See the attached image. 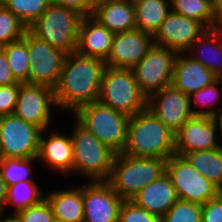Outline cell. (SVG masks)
I'll return each mask as SVG.
<instances>
[{"mask_svg": "<svg viewBox=\"0 0 222 222\" xmlns=\"http://www.w3.org/2000/svg\"><path fill=\"white\" fill-rule=\"evenodd\" d=\"M105 67L99 58L77 51L67 54L53 88L57 108L72 115L79 107L98 101Z\"/></svg>", "mask_w": 222, "mask_h": 222, "instance_id": "cell-1", "label": "cell"}, {"mask_svg": "<svg viewBox=\"0 0 222 222\" xmlns=\"http://www.w3.org/2000/svg\"><path fill=\"white\" fill-rule=\"evenodd\" d=\"M122 153L167 160L175 154V134L146 108L130 117Z\"/></svg>", "mask_w": 222, "mask_h": 222, "instance_id": "cell-2", "label": "cell"}, {"mask_svg": "<svg viewBox=\"0 0 222 222\" xmlns=\"http://www.w3.org/2000/svg\"><path fill=\"white\" fill-rule=\"evenodd\" d=\"M166 172V160L115 154L107 183L123 199L131 200L141 189Z\"/></svg>", "mask_w": 222, "mask_h": 222, "instance_id": "cell-3", "label": "cell"}, {"mask_svg": "<svg viewBox=\"0 0 222 222\" xmlns=\"http://www.w3.org/2000/svg\"><path fill=\"white\" fill-rule=\"evenodd\" d=\"M73 121L75 124L70 132L74 158L73 174H80L84 179H88V182L107 181L116 153L75 119Z\"/></svg>", "mask_w": 222, "mask_h": 222, "instance_id": "cell-4", "label": "cell"}, {"mask_svg": "<svg viewBox=\"0 0 222 222\" xmlns=\"http://www.w3.org/2000/svg\"><path fill=\"white\" fill-rule=\"evenodd\" d=\"M83 17L71 8L52 2L28 30L52 48L67 55L76 51L79 26Z\"/></svg>", "mask_w": 222, "mask_h": 222, "instance_id": "cell-5", "label": "cell"}, {"mask_svg": "<svg viewBox=\"0 0 222 222\" xmlns=\"http://www.w3.org/2000/svg\"><path fill=\"white\" fill-rule=\"evenodd\" d=\"M72 116L116 154L122 153L127 139L129 116L99 101L79 107Z\"/></svg>", "mask_w": 222, "mask_h": 222, "instance_id": "cell-6", "label": "cell"}, {"mask_svg": "<svg viewBox=\"0 0 222 222\" xmlns=\"http://www.w3.org/2000/svg\"><path fill=\"white\" fill-rule=\"evenodd\" d=\"M98 101L129 117L147 108V97L140 91L132 69L106 66Z\"/></svg>", "mask_w": 222, "mask_h": 222, "instance_id": "cell-7", "label": "cell"}, {"mask_svg": "<svg viewBox=\"0 0 222 222\" xmlns=\"http://www.w3.org/2000/svg\"><path fill=\"white\" fill-rule=\"evenodd\" d=\"M166 173L171 178L178 199L205 204L216 198L221 191L192 165L179 155H172L166 160Z\"/></svg>", "mask_w": 222, "mask_h": 222, "instance_id": "cell-8", "label": "cell"}, {"mask_svg": "<svg viewBox=\"0 0 222 222\" xmlns=\"http://www.w3.org/2000/svg\"><path fill=\"white\" fill-rule=\"evenodd\" d=\"M42 130L14 114L0 117V158L38 156Z\"/></svg>", "mask_w": 222, "mask_h": 222, "instance_id": "cell-9", "label": "cell"}, {"mask_svg": "<svg viewBox=\"0 0 222 222\" xmlns=\"http://www.w3.org/2000/svg\"><path fill=\"white\" fill-rule=\"evenodd\" d=\"M177 53L167 47L155 45L133 68L140 91L148 98L171 85Z\"/></svg>", "mask_w": 222, "mask_h": 222, "instance_id": "cell-10", "label": "cell"}, {"mask_svg": "<svg viewBox=\"0 0 222 222\" xmlns=\"http://www.w3.org/2000/svg\"><path fill=\"white\" fill-rule=\"evenodd\" d=\"M55 103L52 87L41 84L20 83L19 93L13 114L42 131L52 126ZM52 116V117H51Z\"/></svg>", "mask_w": 222, "mask_h": 222, "instance_id": "cell-11", "label": "cell"}, {"mask_svg": "<svg viewBox=\"0 0 222 222\" xmlns=\"http://www.w3.org/2000/svg\"><path fill=\"white\" fill-rule=\"evenodd\" d=\"M30 55L29 84L54 88L59 80L66 54L52 48L27 30L22 38Z\"/></svg>", "mask_w": 222, "mask_h": 222, "instance_id": "cell-12", "label": "cell"}, {"mask_svg": "<svg viewBox=\"0 0 222 222\" xmlns=\"http://www.w3.org/2000/svg\"><path fill=\"white\" fill-rule=\"evenodd\" d=\"M218 136V137H217ZM217 118L193 116L175 134V154L221 147L222 138Z\"/></svg>", "mask_w": 222, "mask_h": 222, "instance_id": "cell-13", "label": "cell"}, {"mask_svg": "<svg viewBox=\"0 0 222 222\" xmlns=\"http://www.w3.org/2000/svg\"><path fill=\"white\" fill-rule=\"evenodd\" d=\"M147 109L174 134L194 116L191 111L190 96L172 85L150 95L147 98Z\"/></svg>", "mask_w": 222, "mask_h": 222, "instance_id": "cell-14", "label": "cell"}, {"mask_svg": "<svg viewBox=\"0 0 222 222\" xmlns=\"http://www.w3.org/2000/svg\"><path fill=\"white\" fill-rule=\"evenodd\" d=\"M123 199L106 181L83 184V222H118Z\"/></svg>", "mask_w": 222, "mask_h": 222, "instance_id": "cell-15", "label": "cell"}, {"mask_svg": "<svg viewBox=\"0 0 222 222\" xmlns=\"http://www.w3.org/2000/svg\"><path fill=\"white\" fill-rule=\"evenodd\" d=\"M205 30L207 29L200 22L171 10L153 36L154 43L177 54L186 53Z\"/></svg>", "mask_w": 222, "mask_h": 222, "instance_id": "cell-16", "label": "cell"}, {"mask_svg": "<svg viewBox=\"0 0 222 222\" xmlns=\"http://www.w3.org/2000/svg\"><path fill=\"white\" fill-rule=\"evenodd\" d=\"M154 44L152 35L138 29L116 33L105 64L111 68L132 69Z\"/></svg>", "mask_w": 222, "mask_h": 222, "instance_id": "cell-17", "label": "cell"}, {"mask_svg": "<svg viewBox=\"0 0 222 222\" xmlns=\"http://www.w3.org/2000/svg\"><path fill=\"white\" fill-rule=\"evenodd\" d=\"M49 132L47 129L41 132L38 160L68 179V174L73 173L74 167L70 134H64L57 129H51Z\"/></svg>", "mask_w": 222, "mask_h": 222, "instance_id": "cell-18", "label": "cell"}, {"mask_svg": "<svg viewBox=\"0 0 222 222\" xmlns=\"http://www.w3.org/2000/svg\"><path fill=\"white\" fill-rule=\"evenodd\" d=\"M216 76L186 53H178L174 62L171 85L187 95L211 85Z\"/></svg>", "mask_w": 222, "mask_h": 222, "instance_id": "cell-19", "label": "cell"}, {"mask_svg": "<svg viewBox=\"0 0 222 222\" xmlns=\"http://www.w3.org/2000/svg\"><path fill=\"white\" fill-rule=\"evenodd\" d=\"M91 17L114 34L136 29L135 8L132 0L97 1Z\"/></svg>", "mask_w": 222, "mask_h": 222, "instance_id": "cell-20", "label": "cell"}, {"mask_svg": "<svg viewBox=\"0 0 222 222\" xmlns=\"http://www.w3.org/2000/svg\"><path fill=\"white\" fill-rule=\"evenodd\" d=\"M178 196L171 178L165 172L141 189L132 199L137 206L162 218L177 202Z\"/></svg>", "mask_w": 222, "mask_h": 222, "instance_id": "cell-21", "label": "cell"}, {"mask_svg": "<svg viewBox=\"0 0 222 222\" xmlns=\"http://www.w3.org/2000/svg\"><path fill=\"white\" fill-rule=\"evenodd\" d=\"M113 38L114 33L91 16H85L79 26L76 51L105 61L112 47Z\"/></svg>", "mask_w": 222, "mask_h": 222, "instance_id": "cell-22", "label": "cell"}, {"mask_svg": "<svg viewBox=\"0 0 222 222\" xmlns=\"http://www.w3.org/2000/svg\"><path fill=\"white\" fill-rule=\"evenodd\" d=\"M215 76L222 72V26L205 30L186 52Z\"/></svg>", "mask_w": 222, "mask_h": 222, "instance_id": "cell-23", "label": "cell"}, {"mask_svg": "<svg viewBox=\"0 0 222 222\" xmlns=\"http://www.w3.org/2000/svg\"><path fill=\"white\" fill-rule=\"evenodd\" d=\"M49 193V194H48ZM45 198L50 204L54 218L65 222H83V185L49 191Z\"/></svg>", "mask_w": 222, "mask_h": 222, "instance_id": "cell-24", "label": "cell"}, {"mask_svg": "<svg viewBox=\"0 0 222 222\" xmlns=\"http://www.w3.org/2000/svg\"><path fill=\"white\" fill-rule=\"evenodd\" d=\"M136 29L154 36L171 11L170 0H133Z\"/></svg>", "mask_w": 222, "mask_h": 222, "instance_id": "cell-25", "label": "cell"}, {"mask_svg": "<svg viewBox=\"0 0 222 222\" xmlns=\"http://www.w3.org/2000/svg\"><path fill=\"white\" fill-rule=\"evenodd\" d=\"M182 156L222 192V146L215 149L192 151Z\"/></svg>", "mask_w": 222, "mask_h": 222, "instance_id": "cell-26", "label": "cell"}, {"mask_svg": "<svg viewBox=\"0 0 222 222\" xmlns=\"http://www.w3.org/2000/svg\"><path fill=\"white\" fill-rule=\"evenodd\" d=\"M171 10L200 22L206 29L221 26L219 12L210 0H170Z\"/></svg>", "mask_w": 222, "mask_h": 222, "instance_id": "cell-27", "label": "cell"}, {"mask_svg": "<svg viewBox=\"0 0 222 222\" xmlns=\"http://www.w3.org/2000/svg\"><path fill=\"white\" fill-rule=\"evenodd\" d=\"M39 182L36 181H22L7 189V202L3 212L6 213L7 208L13 207L11 213H19L28 207L38 204L45 198V193L39 188ZM11 205V206H10Z\"/></svg>", "mask_w": 222, "mask_h": 222, "instance_id": "cell-28", "label": "cell"}, {"mask_svg": "<svg viewBox=\"0 0 222 222\" xmlns=\"http://www.w3.org/2000/svg\"><path fill=\"white\" fill-rule=\"evenodd\" d=\"M222 87L216 80L190 95L191 111L194 116L217 118L222 111ZM220 106L218 107V105ZM200 108V109H199Z\"/></svg>", "mask_w": 222, "mask_h": 222, "instance_id": "cell-29", "label": "cell"}, {"mask_svg": "<svg viewBox=\"0 0 222 222\" xmlns=\"http://www.w3.org/2000/svg\"><path fill=\"white\" fill-rule=\"evenodd\" d=\"M38 163V157L0 158V176L7 187L22 181H36L32 176L35 172L32 163Z\"/></svg>", "mask_w": 222, "mask_h": 222, "instance_id": "cell-30", "label": "cell"}, {"mask_svg": "<svg viewBox=\"0 0 222 222\" xmlns=\"http://www.w3.org/2000/svg\"><path fill=\"white\" fill-rule=\"evenodd\" d=\"M8 60L14 79L19 83L29 82L30 55L27 43L20 39L1 47Z\"/></svg>", "mask_w": 222, "mask_h": 222, "instance_id": "cell-31", "label": "cell"}, {"mask_svg": "<svg viewBox=\"0 0 222 222\" xmlns=\"http://www.w3.org/2000/svg\"><path fill=\"white\" fill-rule=\"evenodd\" d=\"M51 3L52 0H4V7L28 28Z\"/></svg>", "mask_w": 222, "mask_h": 222, "instance_id": "cell-32", "label": "cell"}, {"mask_svg": "<svg viewBox=\"0 0 222 222\" xmlns=\"http://www.w3.org/2000/svg\"><path fill=\"white\" fill-rule=\"evenodd\" d=\"M28 28L11 11L0 10V47L23 38Z\"/></svg>", "mask_w": 222, "mask_h": 222, "instance_id": "cell-33", "label": "cell"}, {"mask_svg": "<svg viewBox=\"0 0 222 222\" xmlns=\"http://www.w3.org/2000/svg\"><path fill=\"white\" fill-rule=\"evenodd\" d=\"M202 205L178 199L161 218V222H201Z\"/></svg>", "mask_w": 222, "mask_h": 222, "instance_id": "cell-34", "label": "cell"}, {"mask_svg": "<svg viewBox=\"0 0 222 222\" xmlns=\"http://www.w3.org/2000/svg\"><path fill=\"white\" fill-rule=\"evenodd\" d=\"M118 222H161V218L137 206L131 200H124Z\"/></svg>", "mask_w": 222, "mask_h": 222, "instance_id": "cell-35", "label": "cell"}, {"mask_svg": "<svg viewBox=\"0 0 222 222\" xmlns=\"http://www.w3.org/2000/svg\"><path fill=\"white\" fill-rule=\"evenodd\" d=\"M18 214L22 222H53L55 219L52 208L46 198L41 200L38 204L20 211Z\"/></svg>", "mask_w": 222, "mask_h": 222, "instance_id": "cell-36", "label": "cell"}, {"mask_svg": "<svg viewBox=\"0 0 222 222\" xmlns=\"http://www.w3.org/2000/svg\"><path fill=\"white\" fill-rule=\"evenodd\" d=\"M20 83L0 86V117L13 114L18 98Z\"/></svg>", "mask_w": 222, "mask_h": 222, "instance_id": "cell-37", "label": "cell"}, {"mask_svg": "<svg viewBox=\"0 0 222 222\" xmlns=\"http://www.w3.org/2000/svg\"><path fill=\"white\" fill-rule=\"evenodd\" d=\"M201 222H222V192L202 205Z\"/></svg>", "mask_w": 222, "mask_h": 222, "instance_id": "cell-38", "label": "cell"}, {"mask_svg": "<svg viewBox=\"0 0 222 222\" xmlns=\"http://www.w3.org/2000/svg\"><path fill=\"white\" fill-rule=\"evenodd\" d=\"M53 3L71 8L81 15L91 16L95 0H52Z\"/></svg>", "mask_w": 222, "mask_h": 222, "instance_id": "cell-39", "label": "cell"}, {"mask_svg": "<svg viewBox=\"0 0 222 222\" xmlns=\"http://www.w3.org/2000/svg\"><path fill=\"white\" fill-rule=\"evenodd\" d=\"M18 83L11 72L8 64L7 56L4 50L0 47V86L11 85Z\"/></svg>", "mask_w": 222, "mask_h": 222, "instance_id": "cell-40", "label": "cell"}, {"mask_svg": "<svg viewBox=\"0 0 222 222\" xmlns=\"http://www.w3.org/2000/svg\"><path fill=\"white\" fill-rule=\"evenodd\" d=\"M7 185L0 176V211H4L7 202Z\"/></svg>", "mask_w": 222, "mask_h": 222, "instance_id": "cell-41", "label": "cell"}, {"mask_svg": "<svg viewBox=\"0 0 222 222\" xmlns=\"http://www.w3.org/2000/svg\"><path fill=\"white\" fill-rule=\"evenodd\" d=\"M5 212H2L0 216V222H22L21 217L17 213H9L7 212L8 216H5ZM3 217V218H2Z\"/></svg>", "mask_w": 222, "mask_h": 222, "instance_id": "cell-42", "label": "cell"}, {"mask_svg": "<svg viewBox=\"0 0 222 222\" xmlns=\"http://www.w3.org/2000/svg\"><path fill=\"white\" fill-rule=\"evenodd\" d=\"M212 5L218 10V12L222 9V0H210Z\"/></svg>", "mask_w": 222, "mask_h": 222, "instance_id": "cell-43", "label": "cell"}, {"mask_svg": "<svg viewBox=\"0 0 222 222\" xmlns=\"http://www.w3.org/2000/svg\"><path fill=\"white\" fill-rule=\"evenodd\" d=\"M217 120H218L219 125H220L221 138H222V111H221L220 114L218 115Z\"/></svg>", "mask_w": 222, "mask_h": 222, "instance_id": "cell-44", "label": "cell"}, {"mask_svg": "<svg viewBox=\"0 0 222 222\" xmlns=\"http://www.w3.org/2000/svg\"><path fill=\"white\" fill-rule=\"evenodd\" d=\"M216 80L219 82V84L222 87V72L219 75L216 76Z\"/></svg>", "mask_w": 222, "mask_h": 222, "instance_id": "cell-45", "label": "cell"}, {"mask_svg": "<svg viewBox=\"0 0 222 222\" xmlns=\"http://www.w3.org/2000/svg\"><path fill=\"white\" fill-rule=\"evenodd\" d=\"M219 20H220V24L222 26V9L219 11Z\"/></svg>", "mask_w": 222, "mask_h": 222, "instance_id": "cell-46", "label": "cell"}, {"mask_svg": "<svg viewBox=\"0 0 222 222\" xmlns=\"http://www.w3.org/2000/svg\"><path fill=\"white\" fill-rule=\"evenodd\" d=\"M4 7V0H0V10Z\"/></svg>", "mask_w": 222, "mask_h": 222, "instance_id": "cell-47", "label": "cell"}, {"mask_svg": "<svg viewBox=\"0 0 222 222\" xmlns=\"http://www.w3.org/2000/svg\"><path fill=\"white\" fill-rule=\"evenodd\" d=\"M53 222H65V221H61V220H58V219H54Z\"/></svg>", "mask_w": 222, "mask_h": 222, "instance_id": "cell-48", "label": "cell"}]
</instances>
